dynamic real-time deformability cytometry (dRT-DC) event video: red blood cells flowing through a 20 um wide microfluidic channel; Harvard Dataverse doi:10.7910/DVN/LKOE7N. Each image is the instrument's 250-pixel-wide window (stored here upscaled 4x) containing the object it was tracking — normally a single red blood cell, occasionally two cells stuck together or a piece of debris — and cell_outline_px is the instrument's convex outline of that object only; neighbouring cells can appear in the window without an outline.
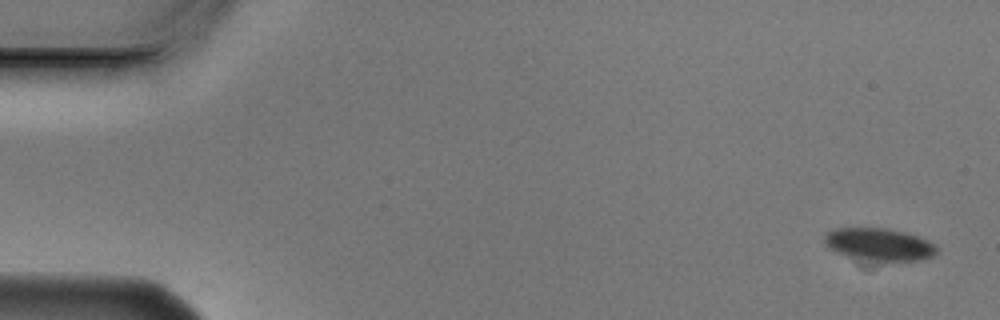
{"species": "Egyptian fruit bat (a non-hibernating species)", "species_latin": "Rousettus aegyptiacus", "temperature_condition": "cold", "stored_images_in_passage": 6, "camera_frame_rate_fps": 3000, "um_per_image_px": 0.085, "animal": {"sex": "male"}, "frame": {"image": 1, "passage_image": 1, "time_ms": 0.0, "image_size_px": [1000, 320], "cell_outline_px": [[940, 252], [932, 256], [920, 260], [880, 260], [848, 256], [836, 252], [828, 248], [824, 244], [824, 236], [832, 228], [888, 228], [904, 232], [928, 240], [936, 244], [940, 248]], "centroid_in_image_um": [74.75, 20.75], "position_along_channel_um": 10.2, "area_um2": 21.15}}
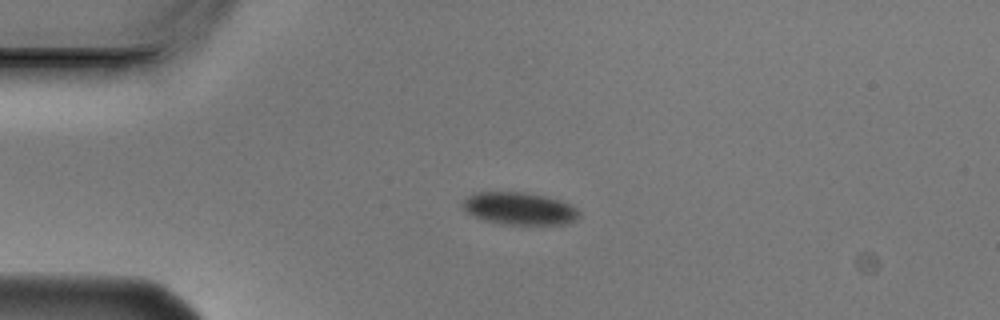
{"frame": {"image": 2, "passage_image": 4, "time_ms": 1.0, "image_size_px": [1000, 320], "cell_outline_px": [[580, 216], [564, 224], [508, 224], [488, 220], [476, 216], [468, 212], [464, 208], [464, 200], [468, 196], [476, 192], [524, 192], [544, 196], [560, 200], [576, 208], [580, 212]], "centroid_in_image_um": [44.18, 17.71], "position_along_channel_um": 40.8, "area_um2": 21.39}}
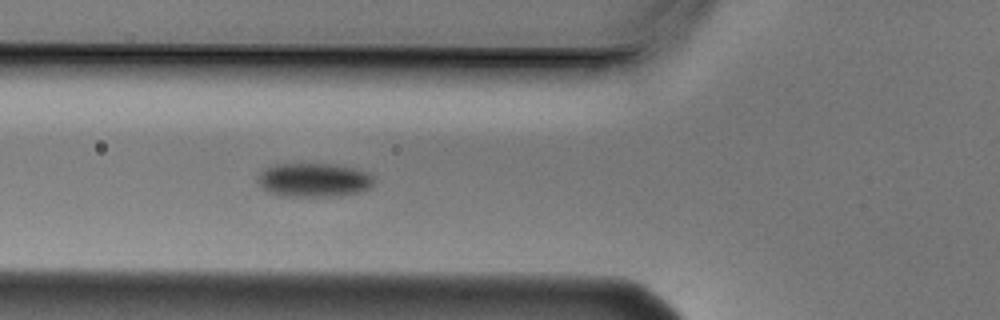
{"frame": {"image": 3, "passage_image": 6, "time_ms": 1.667, "image_size_px": [1000, 320], "cell_outline_px": [[376, 180], [372, 188], [360, 192], [336, 196], [284, 196], [268, 192], [256, 180], [256, 176], [264, 168], [276, 164], [332, 164], [356, 168], [368, 172], [376, 176]], "centroid_in_image_um": [26.73, 15.29], "position_along_channel_um": 99.1, "area_um2": 23.35}}